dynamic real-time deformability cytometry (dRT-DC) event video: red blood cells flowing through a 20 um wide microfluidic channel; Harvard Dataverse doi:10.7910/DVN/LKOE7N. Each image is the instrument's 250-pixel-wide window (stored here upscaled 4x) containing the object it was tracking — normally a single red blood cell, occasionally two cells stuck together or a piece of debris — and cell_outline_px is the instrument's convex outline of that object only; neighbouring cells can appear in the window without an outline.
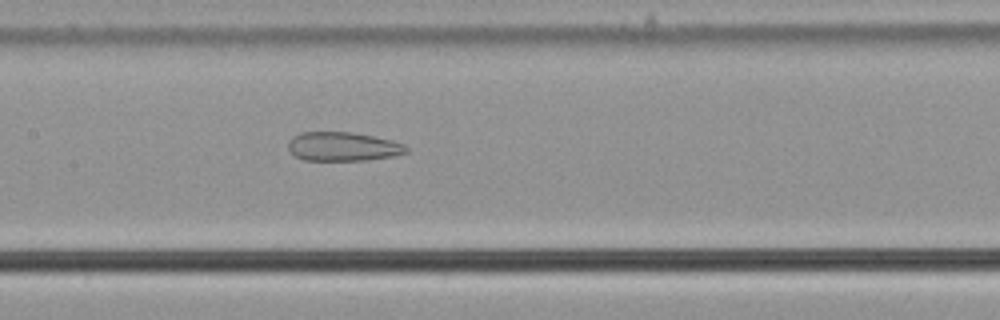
{"species": "common noctule bat (a hibernating species)", "species_latin": "Nyctalus noctula", "temperature_condition": "cold", "stored_images_in_passage": 30, "camera_frame_rate_fps": 3000, "um_per_image_px": 0.085, "animal": {"sex": "male", "body_mass_g": 21.5, "forearm_length_mm": 52.0}, "frame": {"image": 1, "passage_image": 10, "time_ms": 3.0, "image_size_px": [1000, 320], "cell_outline_px": [[408, 152], [396, 156], [368, 160], [304, 160], [296, 156], [288, 148], [288, 140], [292, 136], [300, 132], [352, 132], [392, 140], [404, 144], [408, 148]], "centroid_in_image_um": [29.16, 12.45], "position_along_channel_um": 178.2, "area_um2": 20.06}}
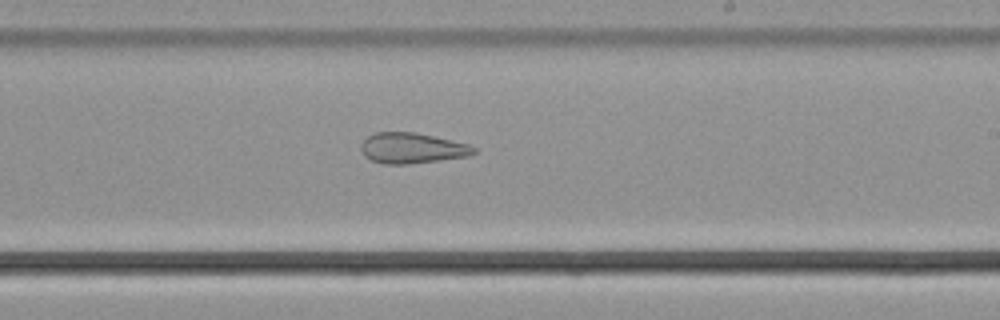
{"frame": {"image": 2, "passage_image": 16, "time_ms": 5.0, "image_size_px": [1000, 320], "cell_outline_px": [[476, 152], [468, 156], [440, 160], [408, 164], [384, 164], [372, 160], [364, 156], [360, 148], [360, 144], [372, 132], [416, 132], [468, 144], [476, 148]], "centroid_in_image_um": [34.99, 12.59], "position_along_channel_um": 254.0, "area_um2": 20.11}}
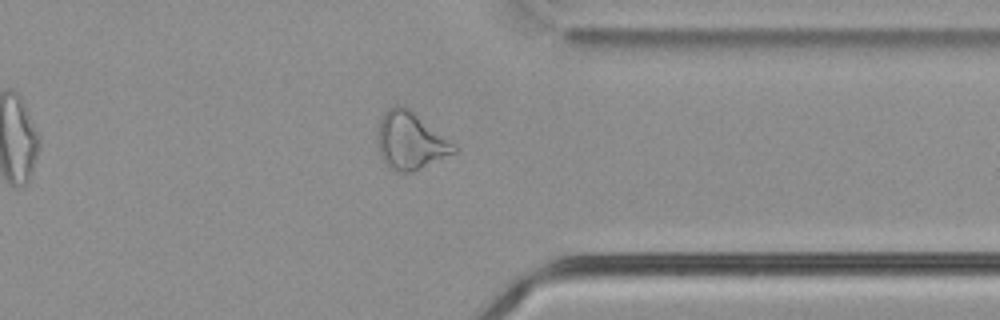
{"frame": {"image": 3, "passage_image": 26, "time_ms": 8.333, "image_size_px": [1000, 320], "cell_outline_px": [[456, 152], [412, 172], [396, 172], [380, 156], [380, 120], [384, 112], [388, 108], [396, 104], [404, 104], [412, 108], [456, 144]], "centroid_in_image_um": [34.94, 11.91], "position_along_channel_um": 376.5, "area_um2": 25.49}}